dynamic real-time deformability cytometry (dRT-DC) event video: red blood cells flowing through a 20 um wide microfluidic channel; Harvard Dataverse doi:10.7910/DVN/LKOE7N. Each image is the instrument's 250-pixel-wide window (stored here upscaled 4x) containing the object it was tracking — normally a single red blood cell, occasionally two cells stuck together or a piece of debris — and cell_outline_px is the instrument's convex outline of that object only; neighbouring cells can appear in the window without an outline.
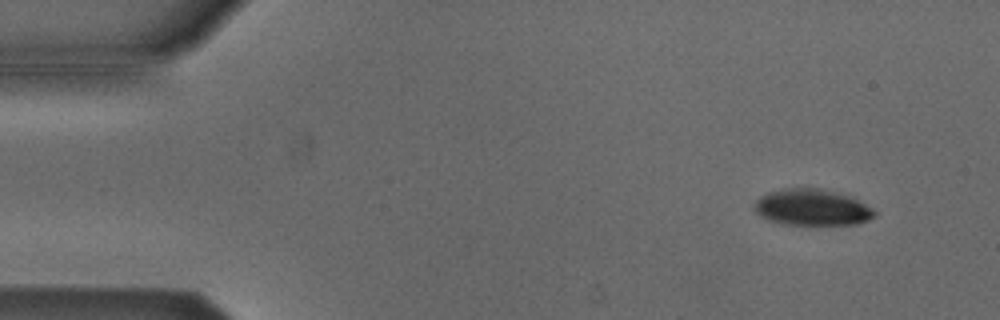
{"species": "Egyptian fruit bat (a non-hibernating species)", "species_latin": "Rousettus aegyptiacus", "temperature_condition": "cold", "stored_images_in_passage": 50, "camera_frame_rate_fps": 3000, "um_per_image_px": 0.085, "animal": {"sex": "male"}, "frame": {"image": 1, "passage_image": 1, "time_ms": 0.0, "image_size_px": [1000, 320], "cell_outline_px": [[876, 216], [868, 220], [856, 224], [784, 224], [768, 220], [760, 216], [752, 208], [752, 204], [760, 196], [768, 192], [784, 188], [816, 188], [852, 196], [872, 208], [876, 212]], "centroid_in_image_um": [68.99, 17.62], "position_along_channel_um": 16.0, "area_um2": 25.49}}
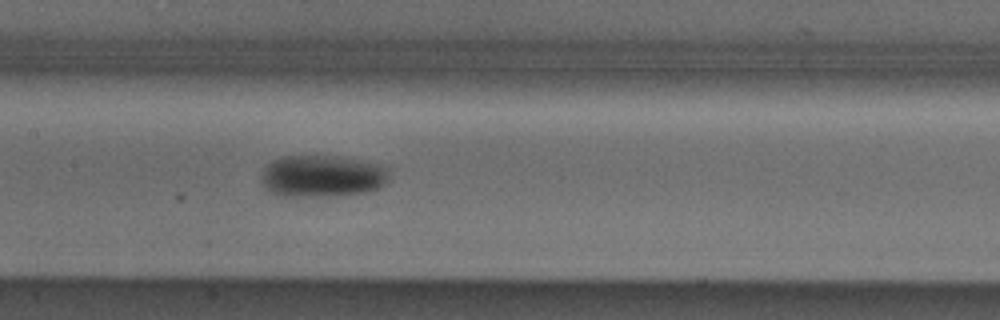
{"frame": {"image": 2, "passage_image": 22, "time_ms": 7.0, "image_size_px": [1000, 320], "cell_outline_px": [[388, 180], [380, 188], [364, 192], [336, 196], [284, 196], [272, 192], [260, 180], [260, 176], [264, 168], [268, 164], [280, 156], [340, 156], [388, 164]], "centroid_in_image_um": [27.46, 14.95], "position_along_channel_um": 179.9, "area_um2": 31.67}}
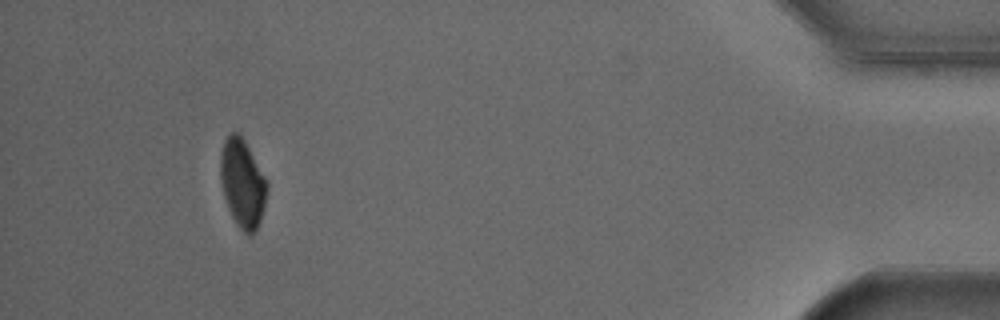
{"frame": {"image": 3, "passage_image": 46, "time_ms": 15.0, "image_size_px": [1000, 320], "cell_outline_px": [[268, 188], [264, 208], [256, 232], [252, 236], [248, 236], [236, 224], [228, 208], [224, 196], [220, 180], [220, 156], [224, 140], [232, 132], [236, 132], [244, 140], [264, 176], [268, 184]], "centroid_in_image_um": [20.61, 15.63], "position_along_channel_um": 414.6, "area_um2": 23.87}, "authors_computed_cell_mechanics": {"area_um2": 27.8307, "velocity_mm_per_s": 3.8111, "shape_relaxation_time_tau1_ms": 6.5395, "shape_relaxation_time_tau2_ms": null, "deformation_change_tau1": 0.1311, "deformation_change_tau2": null}}